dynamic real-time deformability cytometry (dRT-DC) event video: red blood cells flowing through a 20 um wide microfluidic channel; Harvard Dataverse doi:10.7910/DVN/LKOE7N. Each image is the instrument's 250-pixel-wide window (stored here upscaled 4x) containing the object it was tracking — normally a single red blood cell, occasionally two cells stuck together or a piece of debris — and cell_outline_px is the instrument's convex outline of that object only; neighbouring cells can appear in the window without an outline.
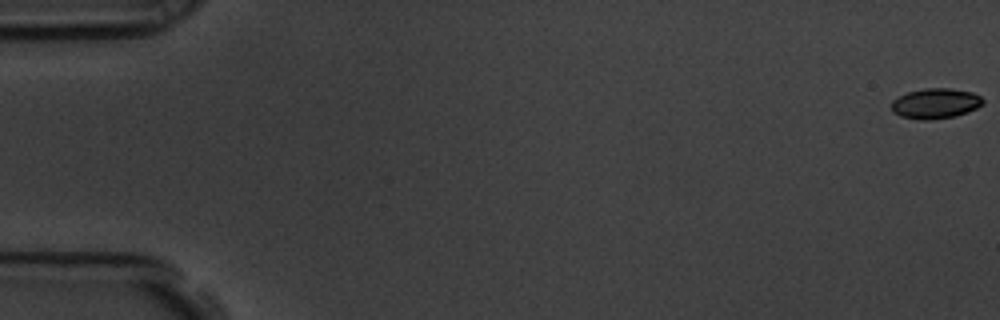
{"species": "common noctule bat (a hibernating species)", "species_latin": "Nyctalus noctula", "temperature_condition": "room temperature", "stored_images_in_passage": 59, "camera_frame_rate_fps": 3000, "um_per_image_px": 0.085, "animal": {"sex": "male", "body_mass_g": 19.5, "forearm_length_mm": 54.6}, "frame": {"image": 1, "passage_image": 1, "time_ms": 0.0, "image_size_px": [1000, 320], "cell_outline_px": [[984, 104], [968, 112], [956, 116], [928, 120], [920, 120], [900, 116], [892, 112], [892, 100], [908, 92], [924, 88], [952, 88], [972, 92], [980, 96], [984, 100]], "centroid_in_image_um": [79.53, 8.79], "position_along_channel_um": 5.5, "area_um2": 16.24}}
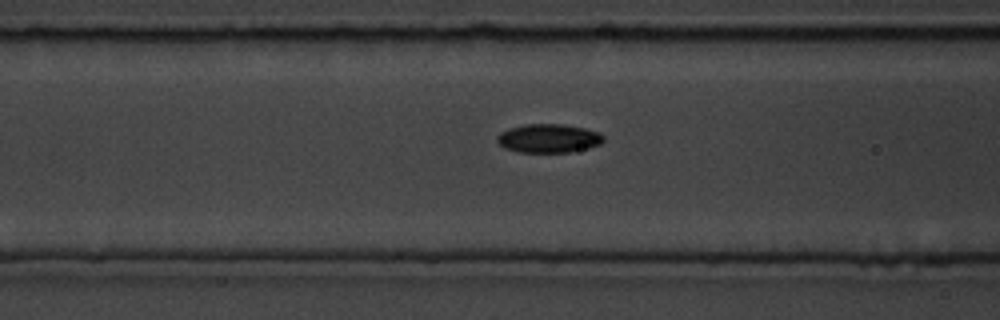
{"frame": {"image": 2, "passage_image": 24, "time_ms": 7.667, "image_size_px": [1000, 320], "cell_outline_px": [[604, 140], [600, 144], [588, 148], [572, 152], [520, 152], [504, 148], [496, 140], [496, 136], [500, 132], [508, 128], [524, 124], [564, 124], [584, 128], [600, 132], [604, 136]], "centroid_in_image_um": [46.63, 11.75], "position_along_channel_um": 120.0, "area_um2": 17.98}}
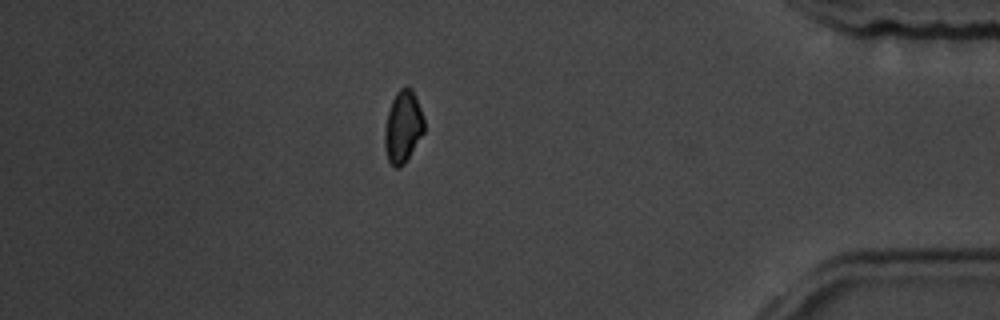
{"frame": {"image": 3, "passage_image": 51, "time_ms": 16.667, "image_size_px": [1000, 320], "cell_outline_px": [[424, 132], [404, 164], [400, 168], [396, 168], [388, 160], [384, 144], [384, 128], [388, 112], [392, 100], [396, 92], [400, 88], [412, 88], [416, 96], [424, 120]], "centroid_in_image_um": [34.24, 10.78], "position_along_channel_um": 401.0, "area_um2": 16.47}, "authors_computed_cell_mechanics": {"area_um2": 16.762, "velocity_mm_per_s": 3.5615, "shape_relaxation_time_tau1_ms": 5.152, "shape_relaxation_time_tau2_ms": 8.9364, "deformation_change_tau1": 0.1065, "deformation_change_tau2": 0.0908}}